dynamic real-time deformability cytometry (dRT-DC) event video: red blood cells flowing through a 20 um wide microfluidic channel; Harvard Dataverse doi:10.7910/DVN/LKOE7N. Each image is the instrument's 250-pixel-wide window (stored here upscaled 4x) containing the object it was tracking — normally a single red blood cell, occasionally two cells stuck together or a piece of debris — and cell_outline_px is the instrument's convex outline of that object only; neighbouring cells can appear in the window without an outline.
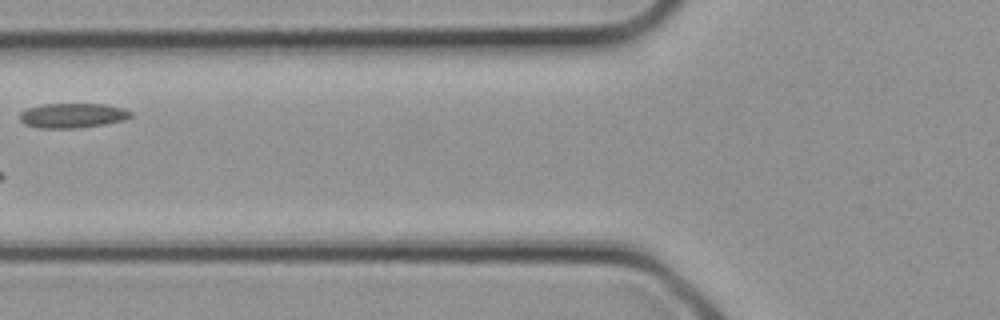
{"species": "common noctule bat (a hibernating species)", "species_latin": "Nyctalus noctula", "temperature_condition": "cold", "stored_images_in_passage": 3, "camera_frame_rate_fps": 3000, "um_per_image_px": 0.085, "animal": {"sex": "female", "body_mass_g": 21.9}, "frame": {"image": 1, "passage_image": 3, "time_ms": 0.667, "image_size_px": [1000, 320], "cell_outline_px": [[132, 116], [124, 120], [104, 124], [76, 128], [36, 128], [24, 124], [20, 120], [20, 112], [28, 108], [44, 104], [104, 104], [124, 108], [132, 112]], "centroid_in_image_um": [6.16, 9.82], "position_along_channel_um": 119.6, "area_um2": 16.01}}